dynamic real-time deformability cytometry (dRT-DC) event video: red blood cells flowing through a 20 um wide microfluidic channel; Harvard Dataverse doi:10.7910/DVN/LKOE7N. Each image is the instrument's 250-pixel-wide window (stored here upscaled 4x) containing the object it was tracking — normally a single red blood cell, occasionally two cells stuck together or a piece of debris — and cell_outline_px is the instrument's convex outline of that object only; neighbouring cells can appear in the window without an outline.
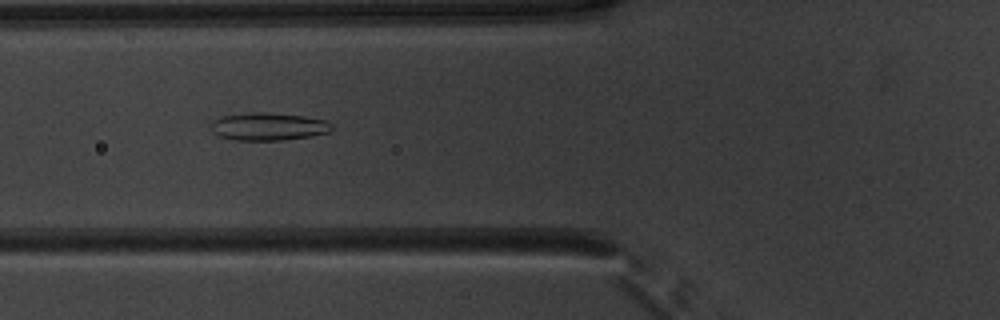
{"species": "common noctule bat (a hibernating species)", "species_latin": "Nyctalus noctula", "temperature_condition": "warm", "stored_images_in_passage": 51, "camera_frame_rate_fps": 3000, "um_per_image_px": 0.085, "animal": {"sex": "male", "body_mass_g": 20.1, "forearm_length_mm": 53.5}, "frame": {"image": 1, "passage_image": 20, "time_ms": 6.333, "image_size_px": [1000, 320], "cell_outline_px": [[332, 128], [328, 132], [308, 136], [284, 140], [232, 140], [220, 136], [212, 132], [208, 124], [212, 120], [220, 116], [252, 112], [268, 112], [304, 116], [328, 120], [332, 124]], "centroid_in_image_um": [22.75, 10.74], "position_along_channel_um": 103.0, "area_um2": 19.77}}
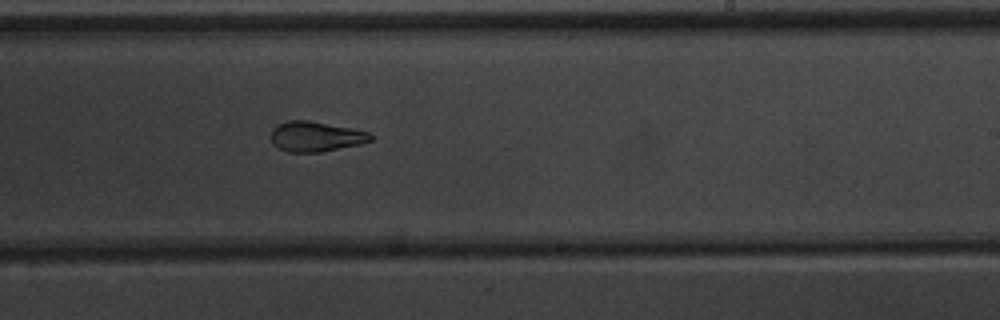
{"frame": {"image": 2, "passage_image": 32, "time_ms": 10.333, "image_size_px": [1000, 320], "cell_outline_px": [[372, 140], [360, 144], [320, 152], [288, 152], [276, 148], [272, 144], [272, 128], [288, 120], [308, 120], [368, 132], [372, 136]], "centroid_in_image_um": [26.79, 11.62], "position_along_channel_um": 262.2, "area_um2": 17.28}}
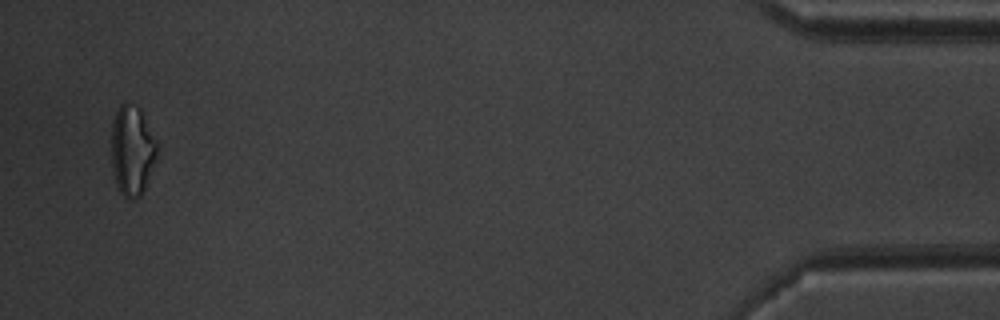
{"frame": {"image": 3, "passage_image": 50, "time_ms": 16.333, "image_size_px": [1000, 320], "cell_outline_px": [[160, 148], [144, 192], [140, 196], [132, 200], [128, 200], [120, 192], [116, 184], [112, 172], [112, 120], [120, 104], [124, 100], [140, 108], [160, 144]], "centroid_in_image_um": [11.27, 12.78], "position_along_channel_um": 423.9, "area_um2": 24.74}, "authors_computed_cell_mechanics": {"area_um2": 19.8832, "velocity_mm_per_s": 3.9744, "shape_relaxation_time_tau1_ms": 4.9861, "shape_relaxation_time_tau2_ms": 2.0325, "deformation_change_tau1": 0.1599, "deformation_change_tau2": 0.0998}}